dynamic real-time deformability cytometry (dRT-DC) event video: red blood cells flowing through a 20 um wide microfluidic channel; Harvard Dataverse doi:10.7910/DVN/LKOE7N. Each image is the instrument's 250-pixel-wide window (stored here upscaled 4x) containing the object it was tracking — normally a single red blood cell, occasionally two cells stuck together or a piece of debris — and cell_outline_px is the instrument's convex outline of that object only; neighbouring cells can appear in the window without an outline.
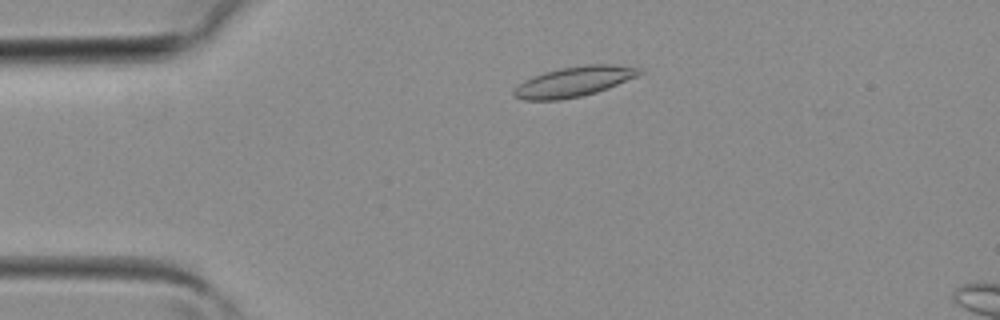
{"species": "common noctule bat (a hibernating species)", "species_latin": "Nyctalus noctula", "temperature_condition": "room temperature", "stored_images_in_passage": 10, "camera_frame_rate_fps": 3000, "um_per_image_px": 0.085, "animal": {"sex": "female", "body_mass_g": 19.3, "forearm_length_mm": 54.1}, "frame": {"image": 1, "passage_image": 7, "time_ms": 2.0, "image_size_px": [1000, 320], "cell_outline_px": [[644, 72], [636, 76], [608, 88], [596, 92], [580, 96], [560, 100], [524, 100], [512, 96], [512, 92], [516, 84], [532, 76], [544, 72], [560, 68], [584, 64], [612, 64], [640, 68]], "centroid_in_image_um": [48.72, 6.93], "position_along_channel_um": 36.3, "area_um2": 22.14}}